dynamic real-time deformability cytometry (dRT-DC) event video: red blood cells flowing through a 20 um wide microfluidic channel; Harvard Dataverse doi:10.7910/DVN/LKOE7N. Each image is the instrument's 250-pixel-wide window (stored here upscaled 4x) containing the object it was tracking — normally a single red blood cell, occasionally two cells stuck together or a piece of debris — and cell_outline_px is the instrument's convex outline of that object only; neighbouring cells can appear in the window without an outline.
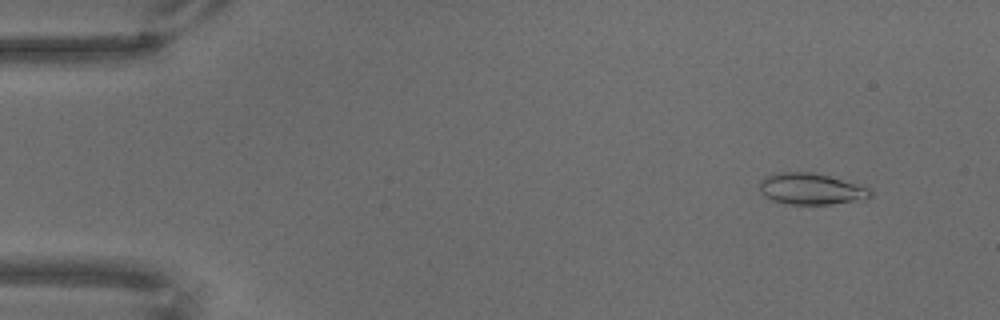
{"species": "common noctule bat (a hibernating species)", "species_latin": "Nyctalus noctula", "temperature_condition": "warm", "stored_images_in_passage": 20, "camera_frame_rate_fps": 3000, "um_per_image_px": 0.085, "animal": {"sex": "male", "body_mass_g": 18.8}, "frame": {"image": 1, "passage_image": 6, "time_ms": 1.667, "image_size_px": [1000, 320], "cell_outline_px": [[872, 196], [832, 204], [788, 204], [772, 200], [764, 196], [760, 192], [760, 180], [764, 176], [780, 172], [812, 172], [828, 176], [872, 188]], "centroid_in_image_um": [68.89, 16.05], "position_along_channel_um": 16.1, "area_um2": 20.06}}